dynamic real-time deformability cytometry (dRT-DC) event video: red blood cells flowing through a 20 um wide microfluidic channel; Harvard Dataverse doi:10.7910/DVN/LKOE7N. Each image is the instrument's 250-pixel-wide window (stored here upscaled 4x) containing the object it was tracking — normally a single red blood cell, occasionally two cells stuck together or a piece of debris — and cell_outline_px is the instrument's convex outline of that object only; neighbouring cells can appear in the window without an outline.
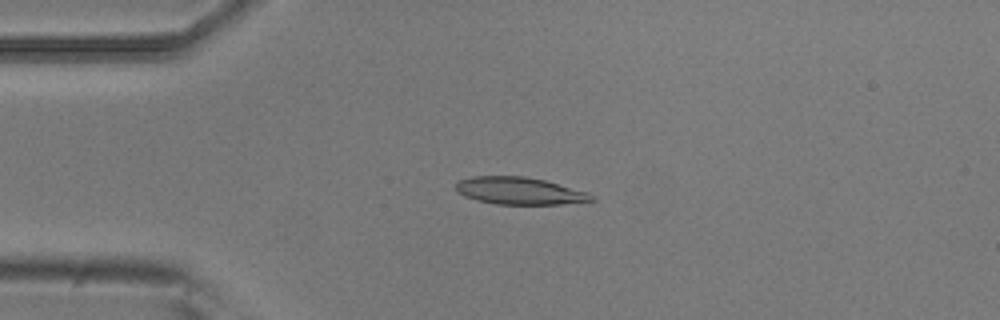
{"species": "common noctule bat (a hibernating species)", "species_latin": "Nyctalus noctula", "temperature_condition": "room temperature", "stored_images_in_passage": 5, "camera_frame_rate_fps": 3000, "um_per_image_px": 0.085, "animal": {"sex": "male", "body_mass_g": 20.5, "forearm_length_mm": 52.5}, "frame": {"image": 1, "passage_image": 2, "time_ms": 0.333, "image_size_px": [1000, 320], "cell_outline_px": [[596, 200], [592, 204], [496, 204], [476, 200], [464, 196], [456, 192], [456, 184], [460, 180], [472, 176], [524, 176], [544, 180], [588, 192]], "centroid_in_image_um": [44.24, 16.24], "position_along_channel_um": 40.8, "area_um2": 21.91}}
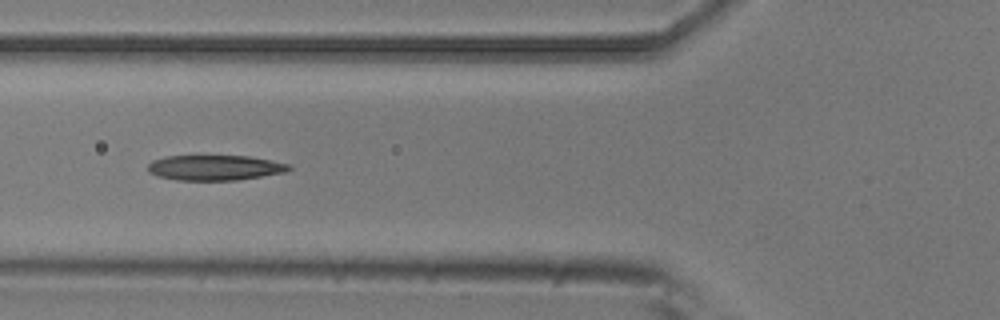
{"frame": {"image": 2, "passage_image": 4, "time_ms": 1.0, "image_size_px": [1000, 320], "cell_outline_px": [[292, 168], [288, 172], [236, 180], [176, 180], [156, 176], [148, 172], [148, 164], [152, 160], [168, 156], [248, 156], [292, 164]], "centroid_in_image_um": [18.28, 14.25], "position_along_channel_um": 107.5, "area_um2": 20.87}}
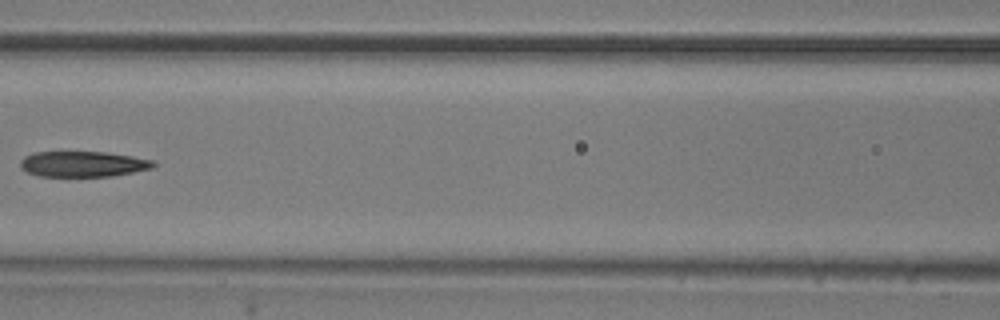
{"frame": {"image": 3, "passage_image": 5, "time_ms": 1.333, "image_size_px": [1000, 320], "cell_outline_px": [[156, 164], [152, 168], [112, 176], [40, 176], [28, 172], [20, 168], [20, 160], [24, 156], [32, 152], [104, 152], [132, 156], [152, 160]], "centroid_in_image_um": [7.02, 13.94], "position_along_channel_um": 159.6, "area_um2": 19.77}}